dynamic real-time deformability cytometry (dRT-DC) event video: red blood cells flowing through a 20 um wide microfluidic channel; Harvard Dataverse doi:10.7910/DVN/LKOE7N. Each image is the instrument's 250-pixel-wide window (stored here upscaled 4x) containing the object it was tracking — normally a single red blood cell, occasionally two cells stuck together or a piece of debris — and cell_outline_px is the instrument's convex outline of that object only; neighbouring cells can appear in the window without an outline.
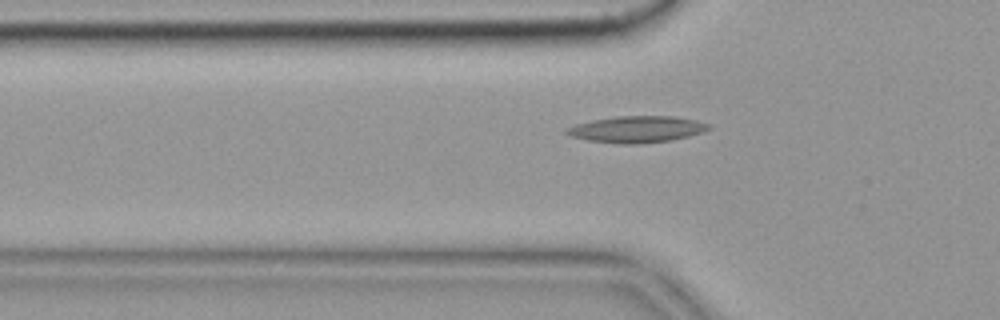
{"species": "common noctule bat (a hibernating species)", "species_latin": "Nyctalus noctula", "temperature_condition": "cold", "stored_images_in_passage": 41, "camera_frame_rate_fps": 3000, "um_per_image_px": 0.085, "animal": {"sex": "female", "body_mass_g": 19.9}, "frame": {"image": 1, "passage_image": 4, "time_ms": 1.0, "image_size_px": [1000, 320], "cell_outline_px": [[712, 128], [688, 136], [672, 140], [636, 144], [620, 144], [588, 140], [572, 136], [564, 132], [564, 128], [576, 124], [592, 120], [616, 116], [676, 116], [696, 120], [712, 124]], "centroid_in_image_um": [54.14, 10.98], "position_along_channel_um": 71.7, "area_um2": 22.02}}
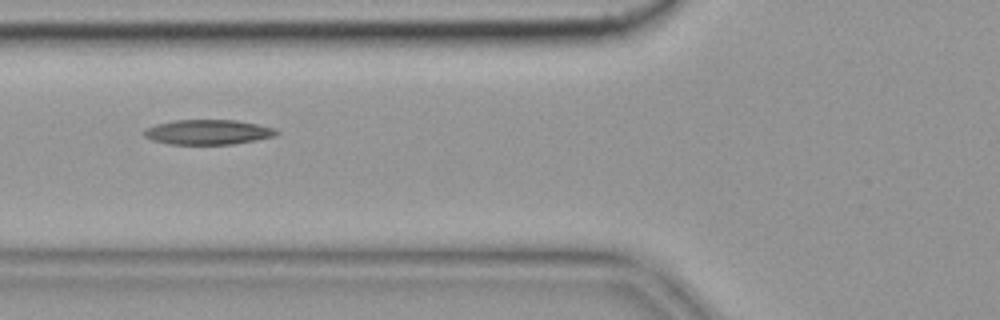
{"frame": {"image": 2, "passage_image": 7, "time_ms": 2.0, "image_size_px": [1000, 320], "cell_outline_px": [[280, 132], [276, 136], [256, 140], [232, 144], [168, 144], [152, 140], [144, 136], [140, 132], [144, 128], [156, 124], [172, 120], [236, 120], [276, 128]], "centroid_in_image_um": [17.64, 11.22], "position_along_channel_um": 108.2, "area_um2": 19.42}}
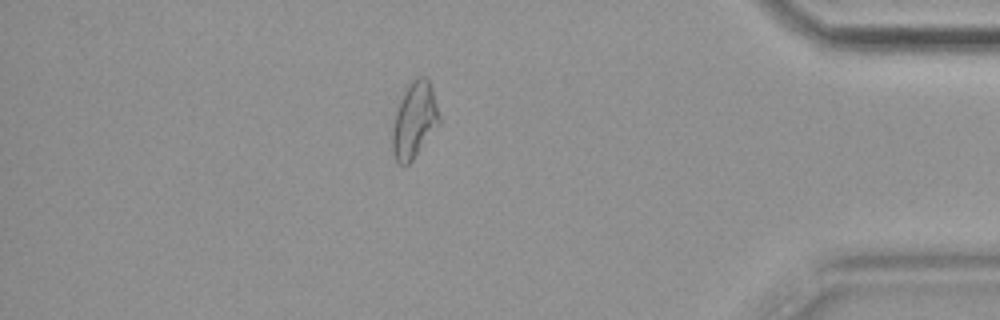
{"frame": {"image": 3, "passage_image": 34, "time_ms": 11.0, "image_size_px": [1000, 320], "cell_outline_px": [[440, 124], [412, 160], [408, 164], [400, 164], [396, 160], [392, 152], [392, 128], [396, 112], [404, 92], [408, 84], [416, 76], [428, 76], [432, 88], [440, 116]], "centroid_in_image_um": [35.23, 10.19], "position_along_channel_um": 400.0, "area_um2": 20.69}, "authors_computed_cell_mechanics": {"area_um2": 19.3052, "velocity_mm_per_s": 3.6364, "shape_relaxation_time_tau1_ms": 5.7298, "shape_relaxation_time_tau2_ms": null, "deformation_change_tau1": 0.1586, "deformation_change_tau2": null}}